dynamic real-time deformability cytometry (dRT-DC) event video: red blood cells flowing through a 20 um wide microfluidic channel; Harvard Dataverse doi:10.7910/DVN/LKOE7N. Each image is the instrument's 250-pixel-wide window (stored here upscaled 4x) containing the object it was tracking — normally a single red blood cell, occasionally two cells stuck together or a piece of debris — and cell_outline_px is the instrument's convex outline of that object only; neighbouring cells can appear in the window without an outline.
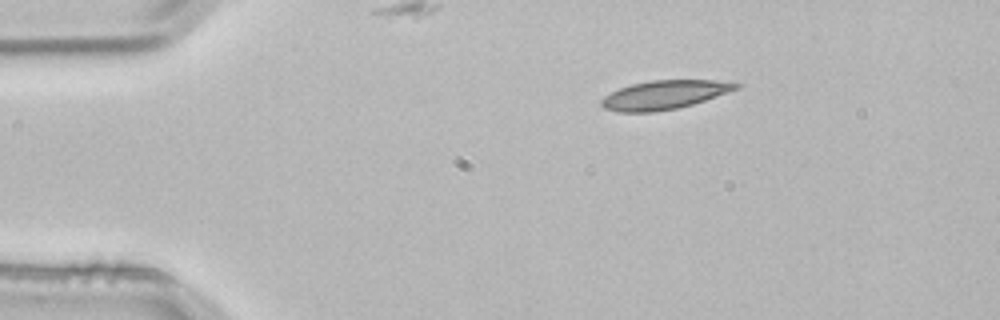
{"species": "common noctule bat (a hibernating species)", "species_latin": "Nyctalus noctula", "temperature_condition": "room temperature", "stored_images_in_passage": 2, "camera_frame_rate_fps": 3000, "um_per_image_px": 0.085, "animal": {"sex": "male", "body_mass_g": 21.5, "forearm_length_mm": 52.0}, "frame": {"image": 1, "passage_image": 1, "time_ms": 0.0, "image_size_px": [1000, 320], "cell_outline_px": [[744, 84], [740, 88], [692, 104], [676, 108], [656, 112], [616, 112], [604, 108], [600, 104], [600, 100], [604, 96], [620, 88], [632, 84], [652, 80], [712, 80]], "centroid_in_image_um": [56.45, 8.06], "position_along_channel_um": 28.6, "area_um2": 22.48}}